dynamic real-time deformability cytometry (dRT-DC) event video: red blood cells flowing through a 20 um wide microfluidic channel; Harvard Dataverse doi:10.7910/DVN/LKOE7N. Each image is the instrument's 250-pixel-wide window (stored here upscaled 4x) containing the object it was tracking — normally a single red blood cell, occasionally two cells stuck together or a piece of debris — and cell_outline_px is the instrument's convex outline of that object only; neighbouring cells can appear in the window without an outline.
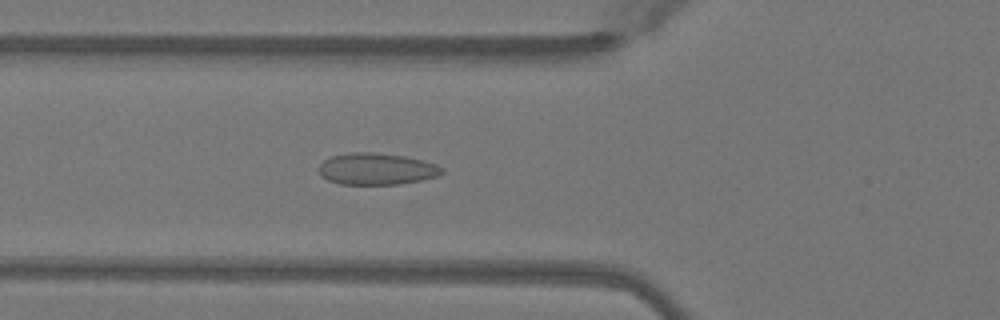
{"species": "Egyptian fruit bat (a non-hibernating species)", "species_latin": "Rousettus aegyptiacus", "temperature_condition": "warm", "stored_images_in_passage": 52, "camera_frame_rate_fps": 3000, "um_per_image_px": 0.085, "animal": {"sex": "female"}, "frame": {"image": 1, "passage_image": 19, "time_ms": 6.0, "image_size_px": [1000, 320], "cell_outline_px": [[444, 172], [436, 176], [420, 180], [400, 184], [340, 184], [328, 180], [320, 176], [320, 164], [324, 160], [332, 156], [352, 152], [376, 152], [404, 156], [436, 164], [444, 168]], "centroid_in_image_um": [32.0, 14.36], "position_along_channel_um": 93.8, "area_um2": 22.6}}
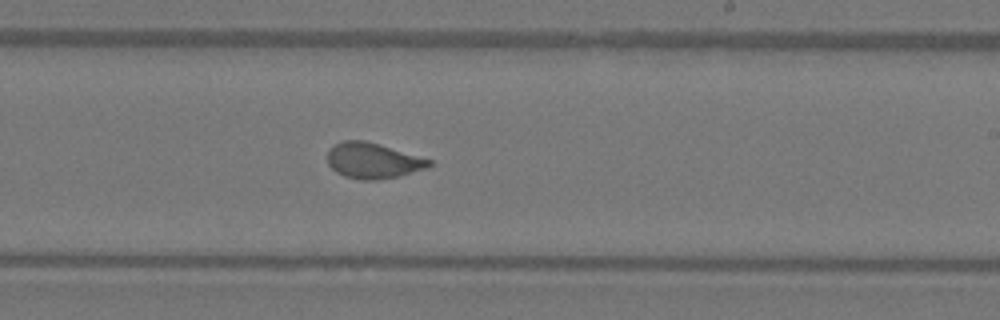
{"frame": {"image": 2, "passage_image": 31, "time_ms": 10.0, "image_size_px": [1000, 320], "cell_outline_px": [[432, 164], [428, 168], [400, 176], [376, 180], [360, 180], [344, 176], [336, 172], [328, 164], [328, 152], [336, 144], [344, 140], [364, 140], [380, 144], [432, 160]], "centroid_in_image_um": [31.72, 13.66], "position_along_channel_um": 257.3, "area_um2": 21.1}}
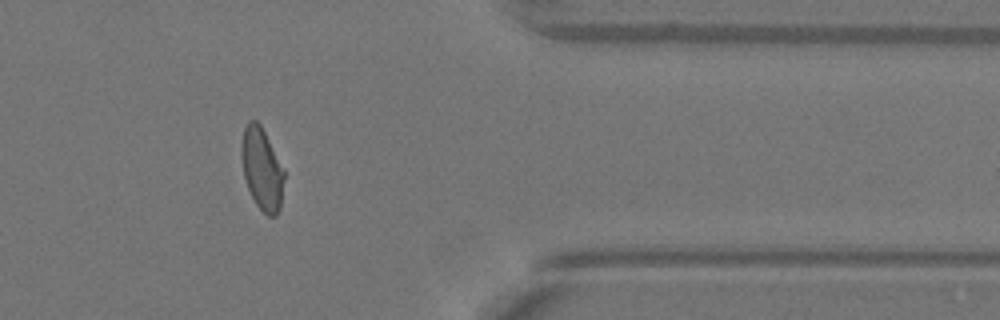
{"frame": {"image": 3, "passage_image": 42, "time_ms": 13.667, "image_size_px": [1000, 320], "cell_outline_px": [[284, 176], [280, 208], [276, 216], [268, 216], [256, 204], [248, 188], [244, 176], [240, 152], [240, 148], [244, 128], [248, 120], [256, 120], [260, 124], [284, 168]], "centroid_in_image_um": [22.25, 14.34], "position_along_channel_um": 389.1, "area_um2": 20.35}}